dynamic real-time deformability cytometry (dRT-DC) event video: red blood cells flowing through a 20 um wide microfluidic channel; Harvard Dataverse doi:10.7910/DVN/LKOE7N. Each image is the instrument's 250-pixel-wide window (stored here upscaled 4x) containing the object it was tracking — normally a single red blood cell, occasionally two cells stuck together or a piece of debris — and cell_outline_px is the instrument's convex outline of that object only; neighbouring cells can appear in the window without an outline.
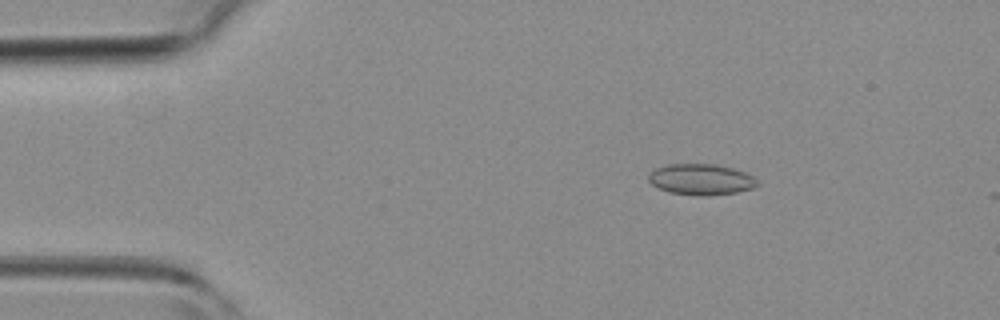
{"species": "common noctule bat (a hibernating species)", "species_latin": "Nyctalus noctula", "temperature_condition": "room temperature", "stored_images_in_passage": 2, "camera_frame_rate_fps": 3000, "um_per_image_px": 0.085, "animal": {"sex": "female", "body_mass_g": 19.3, "forearm_length_mm": 54.1}, "frame": {"image": 1, "passage_image": 1, "time_ms": 0.0, "image_size_px": [1000, 320], "cell_outline_px": [[760, 184], [752, 188], [736, 192], [708, 196], [704, 196], [668, 192], [652, 184], [648, 180], [648, 176], [656, 168], [668, 164], [716, 164], [732, 168], [744, 172], [752, 176]], "centroid_in_image_um": [59.59, 15.25], "position_along_channel_um": 25.4, "area_um2": 19.48}}
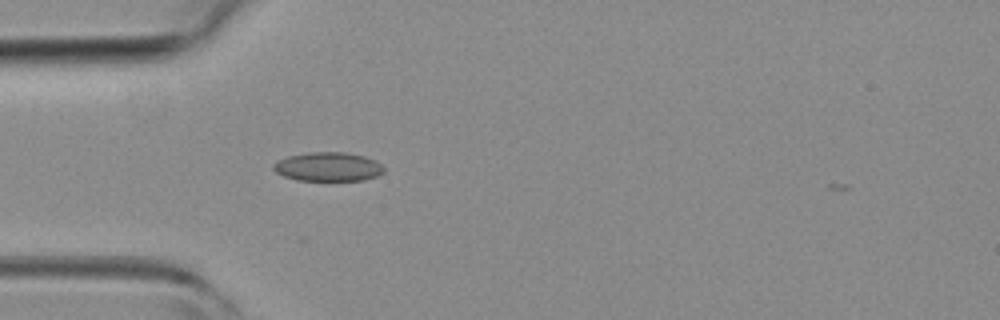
{"frame": {"image": 2, "passage_image": 2, "time_ms": 2.0, "image_size_px": [1000, 320], "cell_outline_px": [[384, 172], [376, 176], [364, 180], [296, 180], [284, 176], [276, 172], [272, 168], [272, 164], [276, 160], [288, 156], [308, 152], [344, 152], [364, 156], [376, 160], [384, 168]], "centroid_in_image_um": [27.86, 14.16], "position_along_channel_um": 57.1, "area_um2": 18.73}}